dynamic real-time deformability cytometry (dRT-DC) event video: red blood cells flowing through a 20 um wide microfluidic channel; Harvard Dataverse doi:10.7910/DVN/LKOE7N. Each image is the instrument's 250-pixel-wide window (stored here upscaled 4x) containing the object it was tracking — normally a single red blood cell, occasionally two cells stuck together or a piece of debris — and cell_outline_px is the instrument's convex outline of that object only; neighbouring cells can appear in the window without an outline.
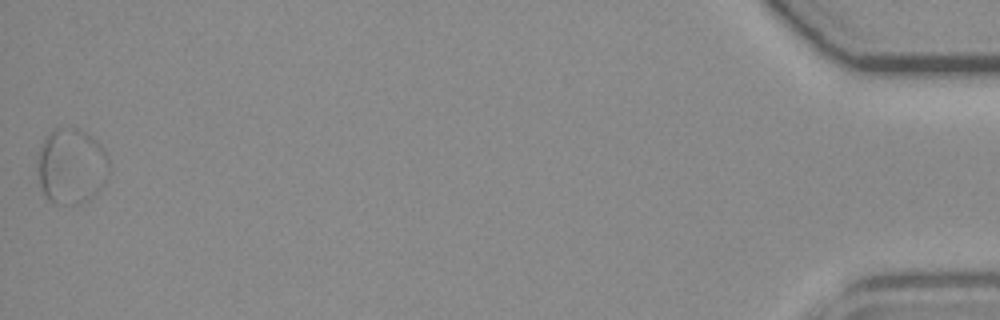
{"species": "common noctule bat (a hibernating species)", "species_latin": "Nyctalus noctula", "temperature_condition": "room temperature", "stored_images_in_passage": 46, "segment_of_instrument_passage": [3, 3], "camera_frame_rate_fps": 3000, "um_per_image_px": 0.085, "animal": {"sex": "female", "body_mass_g": 19.3, "forearm_length_mm": 54.1}, "frame": {"image": 1, "passage_image": 46, "time_ms": 15.0, "image_size_px": [1000, 320], "cell_outline_px": [[108, 168], [104, 180], [88, 200], [80, 204], [52, 204], [44, 196], [40, 188], [36, 168], [36, 152], [44, 136], [52, 128], [76, 128], [92, 136], [104, 148], [108, 156]], "centroid_in_image_um": [5.97, 14.1], "position_along_channel_um": 429.2, "area_um2": 32.08}}